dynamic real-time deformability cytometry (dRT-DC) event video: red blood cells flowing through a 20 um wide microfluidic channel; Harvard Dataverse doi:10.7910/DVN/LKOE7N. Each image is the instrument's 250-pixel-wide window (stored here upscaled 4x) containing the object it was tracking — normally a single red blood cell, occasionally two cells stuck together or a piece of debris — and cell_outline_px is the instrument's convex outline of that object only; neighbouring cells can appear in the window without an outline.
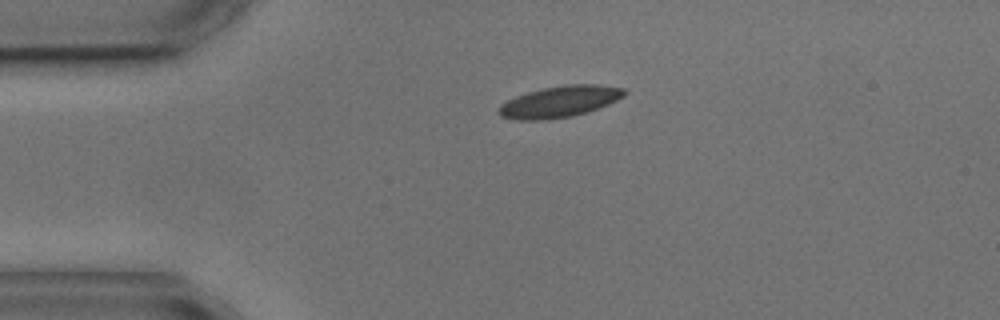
{"species": "common noctule bat (a hibernating species)", "species_latin": "Nyctalus noctula", "temperature_condition": "cold", "stored_images_in_passage": 2, "camera_frame_rate_fps": 3000, "um_per_image_px": 0.085, "animal": {"sex": "male", "body_mass_g": 17.9, "forearm_length_mm": 54.2}, "frame": {"image": 1, "passage_image": 1, "time_ms": 0.0, "image_size_px": [1000, 320], "cell_outline_px": [[628, 92], [624, 96], [608, 104], [588, 112], [572, 116], [544, 120], [516, 120], [500, 116], [496, 112], [500, 104], [516, 96], [528, 92], [544, 88], [564, 84], [600, 84], [624, 88]], "centroid_in_image_um": [47.57, 8.64], "position_along_channel_um": 37.4, "area_um2": 23.12}}